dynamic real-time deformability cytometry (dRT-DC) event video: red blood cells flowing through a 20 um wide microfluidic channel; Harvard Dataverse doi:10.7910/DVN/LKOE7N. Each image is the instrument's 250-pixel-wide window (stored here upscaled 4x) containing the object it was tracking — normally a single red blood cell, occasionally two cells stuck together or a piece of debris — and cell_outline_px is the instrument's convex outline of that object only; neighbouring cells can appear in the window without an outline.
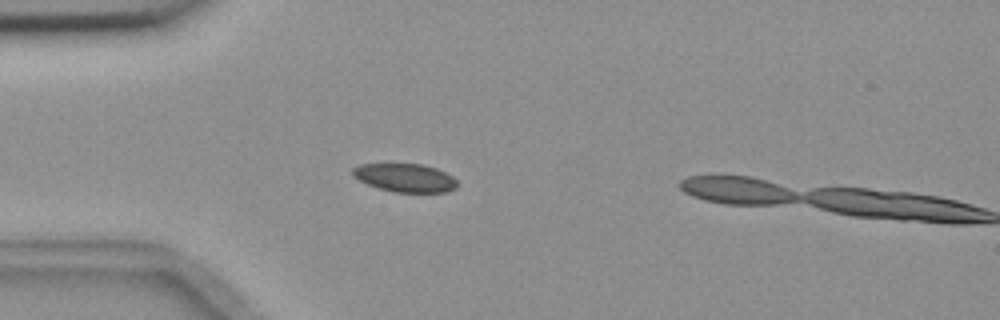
{"species": "common noctule bat (a hibernating species)", "species_latin": "Nyctalus noctula", "temperature_condition": "room temperature", "stored_images_in_passage": 3, "camera_frame_rate_fps": 3000, "um_per_image_px": 0.085, "animal": {"sex": "female", "body_mass_g": 18.4}, "frame": {"image": 1, "passage_image": 2, "time_ms": 3.333, "image_size_px": [1000, 320], "cell_outline_px": [[460, 184], [456, 188], [448, 192], [392, 192], [368, 184], [352, 176], [352, 168], [360, 164], [424, 164], [436, 168], [452, 176]], "centroid_in_image_um": [34.46, 15.11], "position_along_channel_um": 50.5, "area_um2": 17.34}}